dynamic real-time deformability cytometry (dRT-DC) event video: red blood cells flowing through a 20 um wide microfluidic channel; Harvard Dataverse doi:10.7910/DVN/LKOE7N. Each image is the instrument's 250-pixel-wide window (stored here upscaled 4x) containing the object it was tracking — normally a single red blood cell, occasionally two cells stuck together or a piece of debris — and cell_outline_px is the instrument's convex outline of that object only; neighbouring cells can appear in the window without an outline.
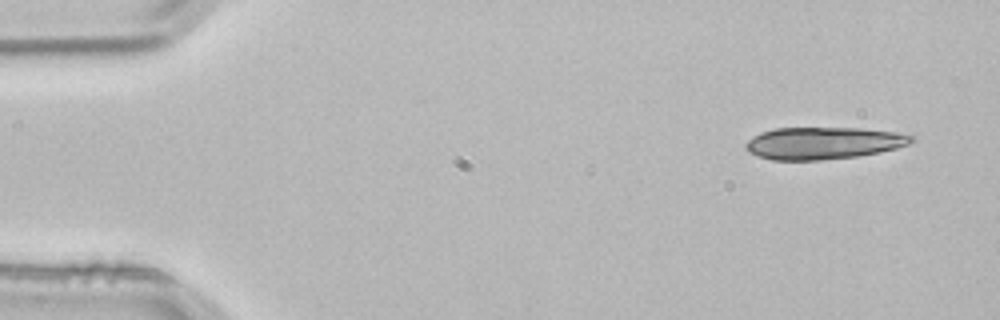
{"species": "common noctule bat (a hibernating species)", "species_latin": "Nyctalus noctula", "temperature_condition": "room temperature", "stored_images_in_passage": 4, "segment_of_instrument_passage": [1, 2], "camera_frame_rate_fps": 3000, "um_per_image_px": 0.085, "animal": {"sex": "male", "body_mass_g": 21.5, "forearm_length_mm": 52.0}, "frame": {"image": 1, "passage_image": 1, "time_ms": 0.0, "image_size_px": [1000, 320], "cell_outline_px": [[916, 140], [908, 144], [896, 148], [880, 152], [856, 156], [820, 160], [772, 160], [756, 156], [748, 152], [744, 148], [744, 144], [752, 136], [760, 132], [776, 128], [860, 128], [896, 132], [912, 136]], "centroid_in_image_um": [69.93, 12.16], "position_along_channel_um": 15.1, "area_um2": 31.15}}